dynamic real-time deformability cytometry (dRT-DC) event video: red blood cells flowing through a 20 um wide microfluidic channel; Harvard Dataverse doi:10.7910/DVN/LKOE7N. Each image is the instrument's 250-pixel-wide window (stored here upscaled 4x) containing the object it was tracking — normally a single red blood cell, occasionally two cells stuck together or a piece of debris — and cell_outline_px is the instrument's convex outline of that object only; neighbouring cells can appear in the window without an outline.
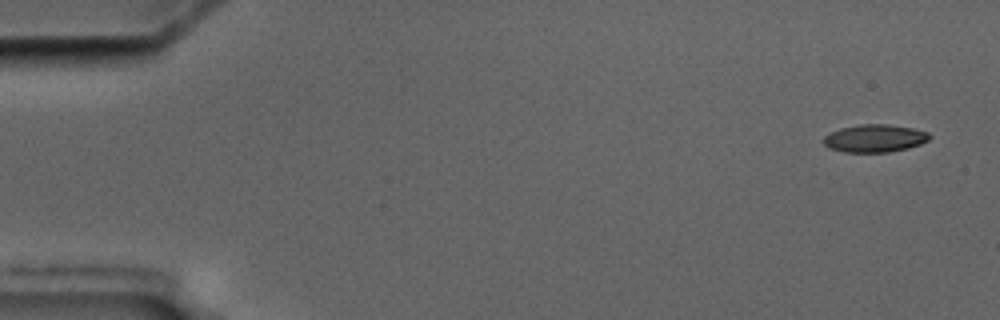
{"species": "common noctule bat (a hibernating species)", "species_latin": "Nyctalus noctula", "temperature_condition": "cold", "stored_images_in_passage": 5, "camera_frame_rate_fps": 3000, "um_per_image_px": 0.085, "animal": {"sex": "male", "body_mass_g": 17.5, "forearm_length_mm": 52.3}, "frame": {"image": 1, "passage_image": 1, "time_ms": 0.0, "image_size_px": [1000, 320], "cell_outline_px": [[932, 136], [928, 140], [920, 144], [908, 148], [888, 152], [844, 152], [828, 148], [824, 144], [824, 136], [840, 128], [860, 124], [888, 124], [912, 128], [928, 132]], "centroid_in_image_um": [74.36, 11.75], "position_along_channel_um": 10.6, "area_um2": 17.11}}
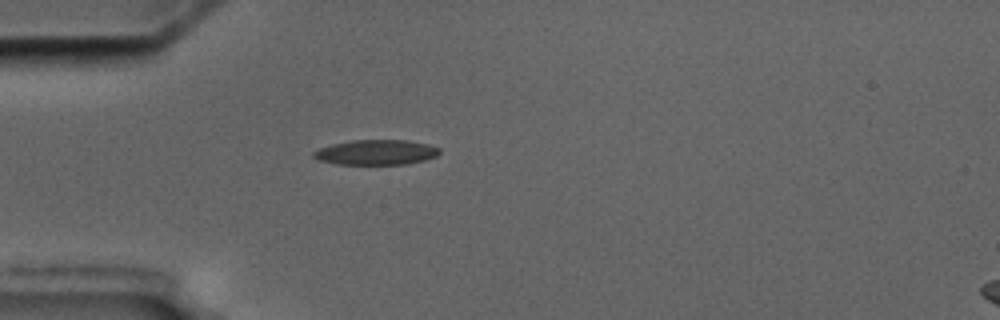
{"frame": {"image": 2, "passage_image": 5, "time_ms": 4.667, "image_size_px": [1000, 320], "cell_outline_px": [[440, 152], [436, 156], [424, 160], [408, 164], [336, 164], [320, 160], [312, 156], [312, 152], [320, 148], [332, 144], [352, 140], [408, 140], [428, 144], [440, 148]], "centroid_in_image_um": [31.98, 12.94], "position_along_channel_um": 53.0, "area_um2": 18.38}}